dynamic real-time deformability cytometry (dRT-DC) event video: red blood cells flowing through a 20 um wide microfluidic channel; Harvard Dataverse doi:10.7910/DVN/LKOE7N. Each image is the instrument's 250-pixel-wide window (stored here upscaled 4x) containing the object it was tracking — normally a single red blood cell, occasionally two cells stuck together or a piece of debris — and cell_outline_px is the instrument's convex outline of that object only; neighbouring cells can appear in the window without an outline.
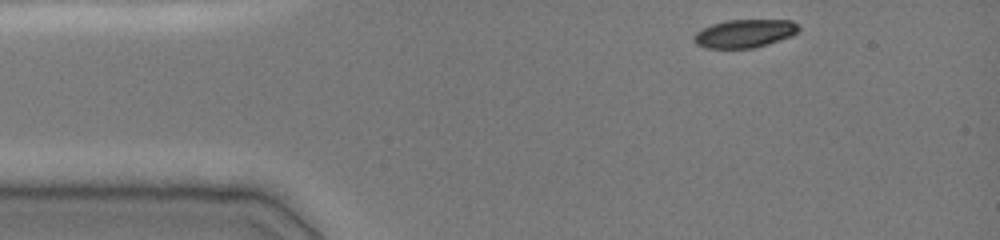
{"species": "common noctule bat (a hibernating species)", "species_latin": "Nyctalus noctula", "temperature_condition": "cold", "stored_images_in_passage": 40, "camera_frame_rate_fps": 3000, "um_per_image_px": 0.085, "animal": {"sex": "female", "body_mass_g": 19.0, "forearm_length_mm": 51.5}, "frame": {"image": 1, "passage_image": 1, "time_ms": 0.0, "image_size_px": [1000, 240], "cell_outline_px": [[800, 28], [792, 36], [756, 48], [704, 48], [696, 44], [692, 40], [692, 36], [696, 32], [712, 24], [728, 20], [792, 20]], "centroid_in_image_um": [63.27, 2.86], "position_along_channel_um": 21.7, "area_um2": 17.28}}
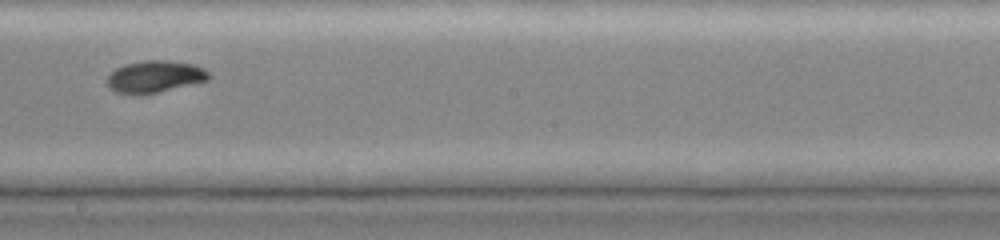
{"frame": {"image": 2, "passage_image": 20, "time_ms": 7.0, "image_size_px": [1000, 240], "cell_outline_px": [[212, 76], [208, 80], [140, 96], [136, 96], [116, 92], [108, 88], [104, 80], [108, 72], [124, 64], [144, 60], [168, 60], [196, 64], [204, 68]], "centroid_in_image_um": [13.08, 6.51], "position_along_channel_um": 235.1, "area_um2": 19.54}}
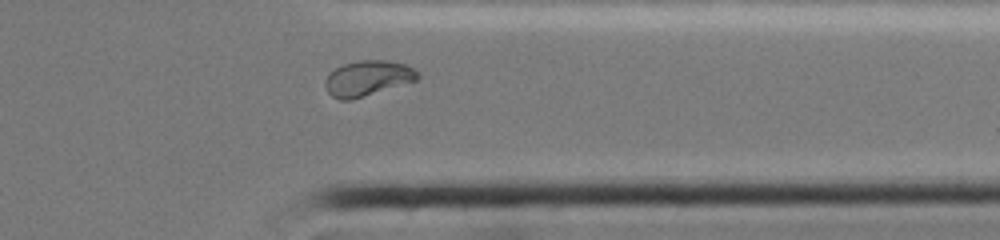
{"frame": {"image": 3, "passage_image": 34, "time_ms": 10.667, "image_size_px": [1000, 240], "cell_outline_px": [[420, 76], [416, 80], [352, 100], [340, 100], [332, 96], [328, 92], [324, 84], [324, 80], [336, 68], [344, 64], [360, 60], [384, 60], [404, 64], [420, 72]], "centroid_in_image_um": [31.24, 6.66], "position_along_channel_um": 380.2, "area_um2": 18.84}, "authors_computed_cell_mechanics": {"area_um2": 19.074, "velocity_mm_per_s": 3.921, "shape_relaxation_time_tau1_ms": 4.4955, "shape_relaxation_time_tau2_ms": 2.0656, "deformation_change_tau1": 0.1491, "deformation_change_tau2": 0.0367}}